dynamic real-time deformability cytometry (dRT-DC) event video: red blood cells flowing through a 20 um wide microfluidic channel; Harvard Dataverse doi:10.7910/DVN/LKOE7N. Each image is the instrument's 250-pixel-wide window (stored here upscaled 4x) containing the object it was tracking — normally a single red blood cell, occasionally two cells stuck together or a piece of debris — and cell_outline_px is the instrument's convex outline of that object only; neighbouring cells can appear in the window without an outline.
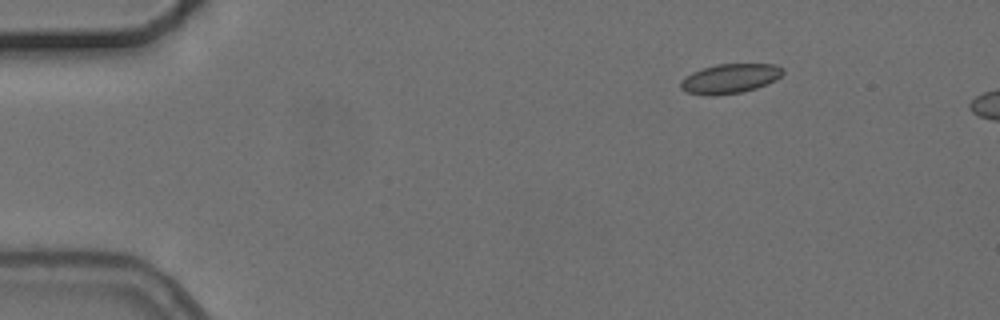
{"species": "common noctule bat (a hibernating species)", "species_latin": "Nyctalus noctula", "temperature_condition": "cold", "stored_images_in_passage": 2, "camera_frame_rate_fps": 3000, "um_per_image_px": 0.085, "animal": {"sex": "female", "body_mass_g": 24.6, "forearm_length_mm": 56.2}, "frame": {"image": 1, "passage_image": 1, "time_ms": 0.0, "image_size_px": [1000, 320], "cell_outline_px": [[784, 72], [776, 80], [768, 84], [744, 92], [712, 96], [708, 96], [688, 92], [680, 88], [680, 80], [684, 76], [700, 68], [716, 64], [776, 64], [784, 68]], "centroid_in_image_um": [62.04, 6.68], "position_along_channel_um": 23.0, "area_um2": 17.92}}